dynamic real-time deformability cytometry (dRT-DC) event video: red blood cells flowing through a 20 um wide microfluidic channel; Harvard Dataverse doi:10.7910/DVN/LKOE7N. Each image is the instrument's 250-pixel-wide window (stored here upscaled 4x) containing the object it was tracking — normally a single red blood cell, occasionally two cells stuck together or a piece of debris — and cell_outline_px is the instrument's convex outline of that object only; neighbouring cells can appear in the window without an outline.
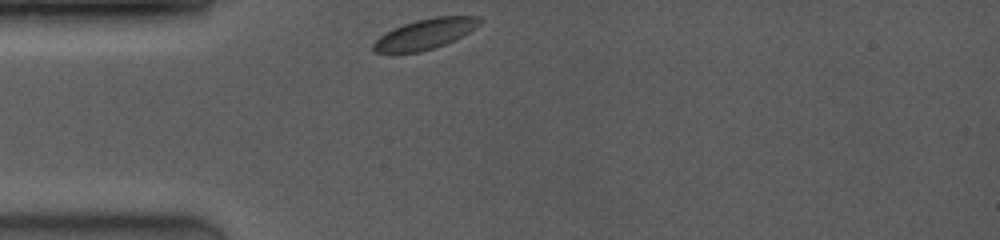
{"species": "common noctule bat (a hibernating species)", "species_latin": "Nyctalus noctula", "temperature_condition": "room temperature", "stored_images_in_passage": 40, "camera_frame_rate_fps": 4000, "um_per_image_px": 0.085, "animal": {"sex": "female", "body_mass_g": 19.0, "forearm_length_mm": 53.3}, "frame": {"image": 1, "passage_image": 1, "time_ms": 0.0, "image_size_px": [1000, 240], "cell_outline_px": [[484, 20], [468, 32], [436, 48], [420, 52], [376, 52], [372, 48], [372, 44], [380, 36], [392, 28], [416, 20], [436, 16], [480, 16]], "centroid_in_image_um": [36.13, 2.87], "position_along_channel_um": 48.9, "area_um2": 18.55}}
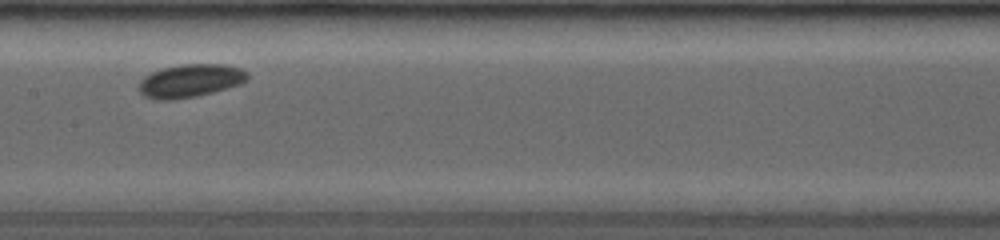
{"frame": {"image": 2, "passage_image": 17, "time_ms": 4.0, "image_size_px": [1000, 240], "cell_outline_px": [[248, 76], [240, 84], [212, 92], [196, 96], [172, 100], [156, 100], [144, 96], [140, 92], [140, 84], [152, 72], [164, 68], [180, 64], [220, 64], [240, 68]], "centroid_in_image_um": [16.16, 6.87], "position_along_channel_um": 191.2, "area_um2": 20.4}}
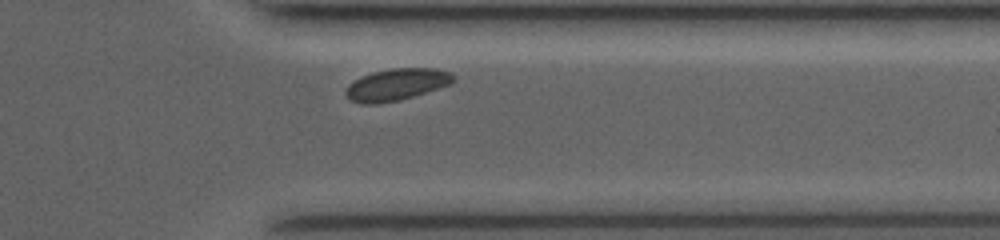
{"frame": {"image": 3, "passage_image": 36, "time_ms": 8.75, "image_size_px": [1000, 240], "cell_outline_px": [[456, 80], [448, 84], [400, 100], [376, 104], [360, 104], [352, 100], [344, 92], [348, 84], [372, 72], [392, 68], [436, 68], [448, 72], [456, 76]], "centroid_in_image_um": [33.69, 7.18], "position_along_channel_um": 377.7, "area_um2": 19.65}, "authors_computed_cell_mechanics": {"area_um2": 19.4497, "velocity_mm_per_s": 3.8919, "shape_relaxation_time_tau1_ms": 8.8115, "shape_relaxation_time_tau2_ms": null, "deformation_change_tau1": 0.0786, "deformation_change_tau2": null}}